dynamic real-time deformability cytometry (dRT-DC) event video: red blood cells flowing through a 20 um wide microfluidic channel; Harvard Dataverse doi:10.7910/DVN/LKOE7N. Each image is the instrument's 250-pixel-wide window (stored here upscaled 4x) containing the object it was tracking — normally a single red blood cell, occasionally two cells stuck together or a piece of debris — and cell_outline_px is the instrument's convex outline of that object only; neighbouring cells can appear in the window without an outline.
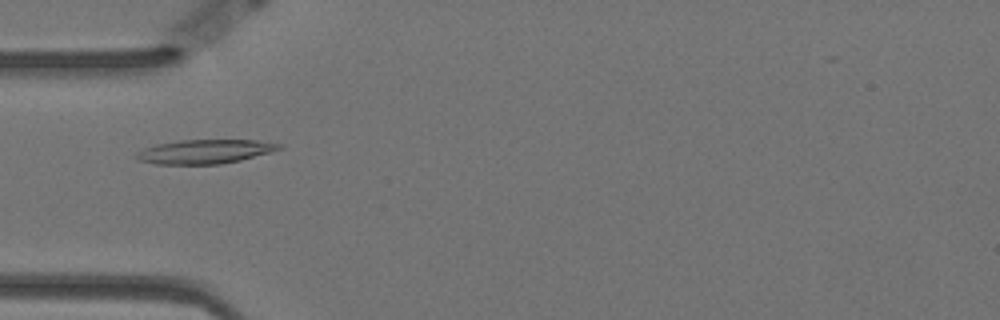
{"species": "Egyptian fruit bat (a non-hibernating species)", "species_latin": "Rousettus aegyptiacus", "temperature_condition": "warm", "stored_images_in_passage": 58, "camera_frame_rate_fps": 3000, "um_per_image_px": 0.085, "animal": {"sex": "female"}, "frame": {"image": 1, "passage_image": 18, "time_ms": 5.667, "image_size_px": [1000, 320], "cell_outline_px": [[284, 148], [272, 152], [240, 160], [220, 164], [156, 164], [136, 160], [132, 156], [136, 152], [144, 148], [156, 144], [180, 140], [256, 140], [280, 144]], "centroid_in_image_um": [17.37, 12.88], "position_along_channel_um": 67.6, "area_um2": 20.17}}
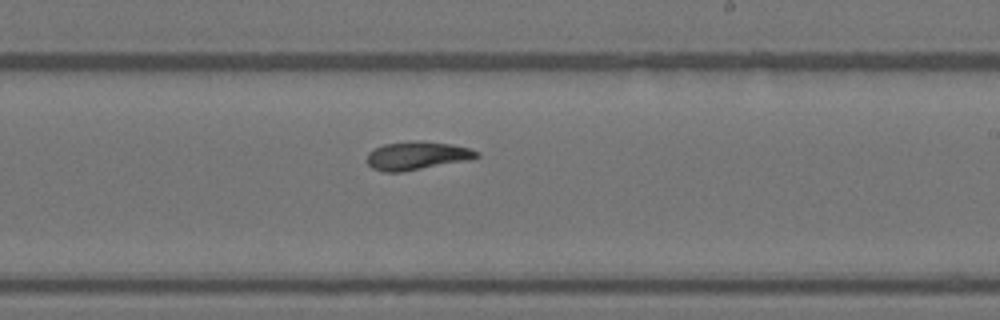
{"frame": {"image": 2, "passage_image": 34, "time_ms": 11.0, "image_size_px": [1000, 320], "cell_outline_px": [[480, 156], [468, 160], [400, 172], [384, 172], [372, 168], [364, 160], [368, 152], [384, 144], [416, 140], [420, 140], [452, 144], [468, 148], [480, 152]], "centroid_in_image_um": [35.41, 13.22], "position_along_channel_um": 253.6, "area_um2": 18.15}}
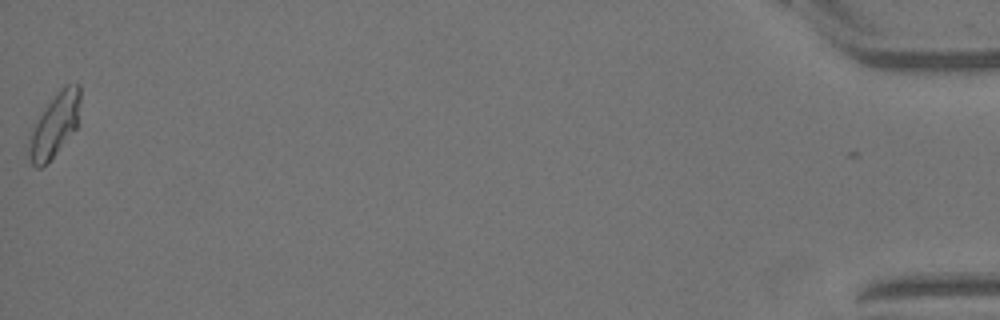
{"frame": {"image": 3, "passage_image": 58, "time_ms": 19.0, "image_size_px": [1000, 320], "cell_outline_px": [[80, 124], [56, 152], [40, 168], [36, 168], [32, 164], [28, 156], [28, 140], [32, 128], [44, 108], [60, 88], [64, 84], [80, 84]], "centroid_in_image_um": [4.67, 10.59], "position_along_channel_um": 430.5, "area_um2": 19.07}, "authors_computed_cell_mechanics": {"area_um2": 18.3226, "velocity_mm_per_s": 3.4807, "shape_relaxation_time_tau1_ms": null, "shape_relaxation_time_tau2_ms": 5.9991, "deformation_change_tau1": null, "deformation_change_tau2": 0.1166}}